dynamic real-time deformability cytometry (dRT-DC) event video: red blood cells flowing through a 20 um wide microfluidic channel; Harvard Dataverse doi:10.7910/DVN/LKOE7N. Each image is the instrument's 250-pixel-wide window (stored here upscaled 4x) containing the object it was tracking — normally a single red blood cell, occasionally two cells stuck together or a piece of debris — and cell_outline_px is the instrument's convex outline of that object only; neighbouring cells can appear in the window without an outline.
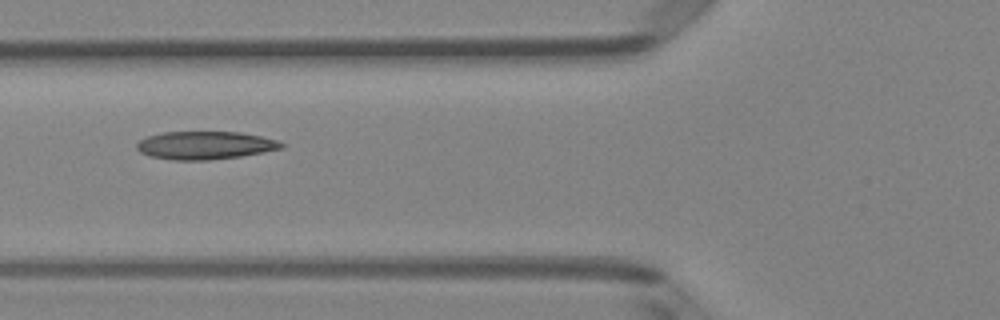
{"species": "Egyptian fruit bat (a non-hibernating species)", "species_latin": "Rousettus aegyptiacus", "temperature_condition": "room temperature", "stored_images_in_passage": 6, "camera_frame_rate_fps": 3000, "um_per_image_px": 0.085, "animal": {"sex": "female"}, "frame": {"image": 1, "passage_image": 5, "time_ms": 1.333, "image_size_px": [1000, 320], "cell_outline_px": [[284, 148], [264, 152], [240, 156], [208, 160], [172, 160], [152, 156], [140, 152], [136, 148], [136, 144], [140, 140], [148, 136], [164, 132], [240, 132], [260, 136], [276, 140], [284, 144]], "centroid_in_image_um": [17.43, 12.35], "position_along_channel_um": 108.4, "area_um2": 23.47}}
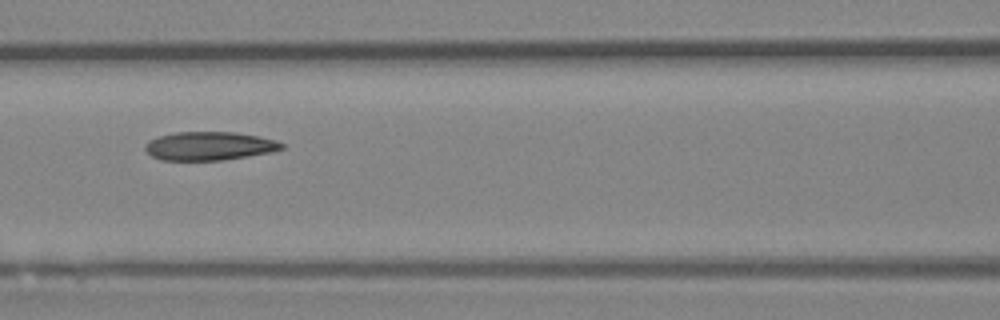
{"frame": {"image": 2, "passage_image": 6, "time_ms": 1.667, "image_size_px": [1000, 320], "cell_outline_px": [[284, 148], [272, 152], [220, 160], [160, 160], [152, 156], [144, 148], [144, 144], [148, 140], [160, 136], [176, 132], [236, 132], [276, 140], [284, 144]], "centroid_in_image_um": [17.77, 12.41], "position_along_channel_um": 148.8, "area_um2": 22.6}}